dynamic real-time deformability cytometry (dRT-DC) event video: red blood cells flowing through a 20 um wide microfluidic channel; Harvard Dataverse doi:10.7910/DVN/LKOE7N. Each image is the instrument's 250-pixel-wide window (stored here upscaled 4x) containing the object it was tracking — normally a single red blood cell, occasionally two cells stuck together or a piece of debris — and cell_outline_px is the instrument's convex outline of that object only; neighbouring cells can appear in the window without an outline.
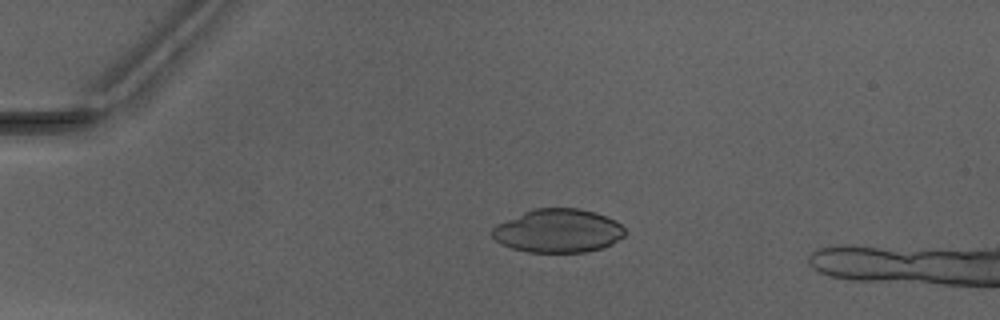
{"species": "Egyptian fruit bat (a non-hibernating species)", "species_latin": "Rousettus aegyptiacus", "temperature_condition": "warm", "stored_images_in_passage": 5, "camera_frame_rate_fps": 3000, "um_per_image_px": 0.085, "animal": {"sex": "male"}, "frame": {"image": 1, "passage_image": 1, "time_ms": 0.0, "image_size_px": [1000, 320], "cell_outline_px": [[624, 236], [612, 244], [600, 248], [584, 252], [528, 252], [512, 248], [500, 244], [492, 236], [492, 228], [496, 224], [532, 208], [580, 208], [596, 212], [620, 224], [624, 228]], "centroid_in_image_um": [47.4, 19.61], "position_along_channel_um": 37.6, "area_um2": 33.64}}